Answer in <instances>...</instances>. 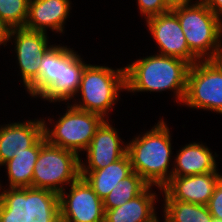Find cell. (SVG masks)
I'll use <instances>...</instances> for the list:
<instances>
[{
    "label": "cell",
    "instance_id": "cell-1",
    "mask_svg": "<svg viewBox=\"0 0 222 222\" xmlns=\"http://www.w3.org/2000/svg\"><path fill=\"white\" fill-rule=\"evenodd\" d=\"M190 64L182 59L155 54L137 59L125 66L128 92H174L177 103H183Z\"/></svg>",
    "mask_w": 222,
    "mask_h": 222
},
{
    "label": "cell",
    "instance_id": "cell-2",
    "mask_svg": "<svg viewBox=\"0 0 222 222\" xmlns=\"http://www.w3.org/2000/svg\"><path fill=\"white\" fill-rule=\"evenodd\" d=\"M169 130L166 122L161 119L151 130L126 143L132 170L149 185L159 188L160 192L173 172V167L169 169L172 157V136Z\"/></svg>",
    "mask_w": 222,
    "mask_h": 222
},
{
    "label": "cell",
    "instance_id": "cell-3",
    "mask_svg": "<svg viewBox=\"0 0 222 222\" xmlns=\"http://www.w3.org/2000/svg\"><path fill=\"white\" fill-rule=\"evenodd\" d=\"M0 222H60L59 194L32 187H4Z\"/></svg>",
    "mask_w": 222,
    "mask_h": 222
},
{
    "label": "cell",
    "instance_id": "cell-4",
    "mask_svg": "<svg viewBox=\"0 0 222 222\" xmlns=\"http://www.w3.org/2000/svg\"><path fill=\"white\" fill-rule=\"evenodd\" d=\"M171 11L178 17L189 50L199 60H211L222 46V21L201 0Z\"/></svg>",
    "mask_w": 222,
    "mask_h": 222
},
{
    "label": "cell",
    "instance_id": "cell-5",
    "mask_svg": "<svg viewBox=\"0 0 222 222\" xmlns=\"http://www.w3.org/2000/svg\"><path fill=\"white\" fill-rule=\"evenodd\" d=\"M122 90H126L125 67L115 70L108 66L87 64L78 90L82 100L72 106L99 114L105 119Z\"/></svg>",
    "mask_w": 222,
    "mask_h": 222
},
{
    "label": "cell",
    "instance_id": "cell-6",
    "mask_svg": "<svg viewBox=\"0 0 222 222\" xmlns=\"http://www.w3.org/2000/svg\"><path fill=\"white\" fill-rule=\"evenodd\" d=\"M80 160L75 152L46 141L41 146L34 166L32 188L60 194L65 189V184L70 185L81 177Z\"/></svg>",
    "mask_w": 222,
    "mask_h": 222
},
{
    "label": "cell",
    "instance_id": "cell-7",
    "mask_svg": "<svg viewBox=\"0 0 222 222\" xmlns=\"http://www.w3.org/2000/svg\"><path fill=\"white\" fill-rule=\"evenodd\" d=\"M67 111L54 127L48 128L43 119L44 136L49 144L70 150L80 155L79 152L89 147L97 128L105 120L101 115L80 110L67 102Z\"/></svg>",
    "mask_w": 222,
    "mask_h": 222
},
{
    "label": "cell",
    "instance_id": "cell-8",
    "mask_svg": "<svg viewBox=\"0 0 222 222\" xmlns=\"http://www.w3.org/2000/svg\"><path fill=\"white\" fill-rule=\"evenodd\" d=\"M183 104L222 114V70L212 60L190 66Z\"/></svg>",
    "mask_w": 222,
    "mask_h": 222
},
{
    "label": "cell",
    "instance_id": "cell-9",
    "mask_svg": "<svg viewBox=\"0 0 222 222\" xmlns=\"http://www.w3.org/2000/svg\"><path fill=\"white\" fill-rule=\"evenodd\" d=\"M69 186V194L66 189L59 194L60 221L104 222L103 200L88 182L80 177Z\"/></svg>",
    "mask_w": 222,
    "mask_h": 222
},
{
    "label": "cell",
    "instance_id": "cell-10",
    "mask_svg": "<svg viewBox=\"0 0 222 222\" xmlns=\"http://www.w3.org/2000/svg\"><path fill=\"white\" fill-rule=\"evenodd\" d=\"M146 26L155 40L160 55L176 57L195 64L199 59L189 50L178 17L170 10L146 20Z\"/></svg>",
    "mask_w": 222,
    "mask_h": 222
},
{
    "label": "cell",
    "instance_id": "cell-11",
    "mask_svg": "<svg viewBox=\"0 0 222 222\" xmlns=\"http://www.w3.org/2000/svg\"><path fill=\"white\" fill-rule=\"evenodd\" d=\"M47 33L30 31L25 28H13L10 33L15 45L18 65L26 90L39 78V64L46 51L52 46L48 45Z\"/></svg>",
    "mask_w": 222,
    "mask_h": 222
},
{
    "label": "cell",
    "instance_id": "cell-12",
    "mask_svg": "<svg viewBox=\"0 0 222 222\" xmlns=\"http://www.w3.org/2000/svg\"><path fill=\"white\" fill-rule=\"evenodd\" d=\"M221 178L219 172L171 177L162 187L163 199L207 205Z\"/></svg>",
    "mask_w": 222,
    "mask_h": 222
},
{
    "label": "cell",
    "instance_id": "cell-13",
    "mask_svg": "<svg viewBox=\"0 0 222 222\" xmlns=\"http://www.w3.org/2000/svg\"><path fill=\"white\" fill-rule=\"evenodd\" d=\"M109 121L105 119L97 128L89 147L85 150L87 152L86 164L80 160V170L105 168L127 153V145L123 144L124 142L118 135L119 132L110 125Z\"/></svg>",
    "mask_w": 222,
    "mask_h": 222
},
{
    "label": "cell",
    "instance_id": "cell-14",
    "mask_svg": "<svg viewBox=\"0 0 222 222\" xmlns=\"http://www.w3.org/2000/svg\"><path fill=\"white\" fill-rule=\"evenodd\" d=\"M71 48L61 46V72L58 79L40 98L51 102L69 101L77 96L81 76L87 65Z\"/></svg>",
    "mask_w": 222,
    "mask_h": 222
},
{
    "label": "cell",
    "instance_id": "cell-15",
    "mask_svg": "<svg viewBox=\"0 0 222 222\" xmlns=\"http://www.w3.org/2000/svg\"><path fill=\"white\" fill-rule=\"evenodd\" d=\"M43 135V119L0 126V166L11 160L15 152L20 153L33 146Z\"/></svg>",
    "mask_w": 222,
    "mask_h": 222
},
{
    "label": "cell",
    "instance_id": "cell-16",
    "mask_svg": "<svg viewBox=\"0 0 222 222\" xmlns=\"http://www.w3.org/2000/svg\"><path fill=\"white\" fill-rule=\"evenodd\" d=\"M69 0H29L24 28L30 31L64 33V24L70 15Z\"/></svg>",
    "mask_w": 222,
    "mask_h": 222
},
{
    "label": "cell",
    "instance_id": "cell-17",
    "mask_svg": "<svg viewBox=\"0 0 222 222\" xmlns=\"http://www.w3.org/2000/svg\"><path fill=\"white\" fill-rule=\"evenodd\" d=\"M216 155L202 143H189L179 149L175 156L172 177L218 172Z\"/></svg>",
    "mask_w": 222,
    "mask_h": 222
},
{
    "label": "cell",
    "instance_id": "cell-18",
    "mask_svg": "<svg viewBox=\"0 0 222 222\" xmlns=\"http://www.w3.org/2000/svg\"><path fill=\"white\" fill-rule=\"evenodd\" d=\"M149 185L140 195L127 201L125 204L104 210V222H156L155 214L156 193H151Z\"/></svg>",
    "mask_w": 222,
    "mask_h": 222
},
{
    "label": "cell",
    "instance_id": "cell-19",
    "mask_svg": "<svg viewBox=\"0 0 222 222\" xmlns=\"http://www.w3.org/2000/svg\"><path fill=\"white\" fill-rule=\"evenodd\" d=\"M132 165L127 153L119 160L99 170H80L88 184L100 199H104L120 182L131 173Z\"/></svg>",
    "mask_w": 222,
    "mask_h": 222
},
{
    "label": "cell",
    "instance_id": "cell-20",
    "mask_svg": "<svg viewBox=\"0 0 222 222\" xmlns=\"http://www.w3.org/2000/svg\"><path fill=\"white\" fill-rule=\"evenodd\" d=\"M46 142L43 135L33 146L15 152L14 157L4 165L7 169L9 188L32 187V177L36 160L38 159L41 146Z\"/></svg>",
    "mask_w": 222,
    "mask_h": 222
},
{
    "label": "cell",
    "instance_id": "cell-21",
    "mask_svg": "<svg viewBox=\"0 0 222 222\" xmlns=\"http://www.w3.org/2000/svg\"><path fill=\"white\" fill-rule=\"evenodd\" d=\"M61 72V45H52L39 64V78L27 89L31 97H41L58 79Z\"/></svg>",
    "mask_w": 222,
    "mask_h": 222
},
{
    "label": "cell",
    "instance_id": "cell-22",
    "mask_svg": "<svg viewBox=\"0 0 222 222\" xmlns=\"http://www.w3.org/2000/svg\"><path fill=\"white\" fill-rule=\"evenodd\" d=\"M164 222H213L207 205L164 200Z\"/></svg>",
    "mask_w": 222,
    "mask_h": 222
},
{
    "label": "cell",
    "instance_id": "cell-23",
    "mask_svg": "<svg viewBox=\"0 0 222 222\" xmlns=\"http://www.w3.org/2000/svg\"><path fill=\"white\" fill-rule=\"evenodd\" d=\"M149 184L136 172H132L103 199L104 210L113 209L140 195Z\"/></svg>",
    "mask_w": 222,
    "mask_h": 222
},
{
    "label": "cell",
    "instance_id": "cell-24",
    "mask_svg": "<svg viewBox=\"0 0 222 222\" xmlns=\"http://www.w3.org/2000/svg\"><path fill=\"white\" fill-rule=\"evenodd\" d=\"M29 0H0V18L12 29L24 28Z\"/></svg>",
    "mask_w": 222,
    "mask_h": 222
},
{
    "label": "cell",
    "instance_id": "cell-25",
    "mask_svg": "<svg viewBox=\"0 0 222 222\" xmlns=\"http://www.w3.org/2000/svg\"><path fill=\"white\" fill-rule=\"evenodd\" d=\"M137 4L139 12L146 17V20L171 10L164 0H137Z\"/></svg>",
    "mask_w": 222,
    "mask_h": 222
},
{
    "label": "cell",
    "instance_id": "cell-26",
    "mask_svg": "<svg viewBox=\"0 0 222 222\" xmlns=\"http://www.w3.org/2000/svg\"><path fill=\"white\" fill-rule=\"evenodd\" d=\"M207 207L212 217L222 222V178L217 183Z\"/></svg>",
    "mask_w": 222,
    "mask_h": 222
},
{
    "label": "cell",
    "instance_id": "cell-27",
    "mask_svg": "<svg viewBox=\"0 0 222 222\" xmlns=\"http://www.w3.org/2000/svg\"><path fill=\"white\" fill-rule=\"evenodd\" d=\"M220 20L222 19V0H201Z\"/></svg>",
    "mask_w": 222,
    "mask_h": 222
},
{
    "label": "cell",
    "instance_id": "cell-28",
    "mask_svg": "<svg viewBox=\"0 0 222 222\" xmlns=\"http://www.w3.org/2000/svg\"><path fill=\"white\" fill-rule=\"evenodd\" d=\"M11 30L12 28L0 18V46L9 42Z\"/></svg>",
    "mask_w": 222,
    "mask_h": 222
},
{
    "label": "cell",
    "instance_id": "cell-29",
    "mask_svg": "<svg viewBox=\"0 0 222 222\" xmlns=\"http://www.w3.org/2000/svg\"><path fill=\"white\" fill-rule=\"evenodd\" d=\"M192 0H164V2L172 9L181 5L190 3Z\"/></svg>",
    "mask_w": 222,
    "mask_h": 222
},
{
    "label": "cell",
    "instance_id": "cell-30",
    "mask_svg": "<svg viewBox=\"0 0 222 222\" xmlns=\"http://www.w3.org/2000/svg\"><path fill=\"white\" fill-rule=\"evenodd\" d=\"M211 60L222 70V46L215 52Z\"/></svg>",
    "mask_w": 222,
    "mask_h": 222
}]
</instances>
